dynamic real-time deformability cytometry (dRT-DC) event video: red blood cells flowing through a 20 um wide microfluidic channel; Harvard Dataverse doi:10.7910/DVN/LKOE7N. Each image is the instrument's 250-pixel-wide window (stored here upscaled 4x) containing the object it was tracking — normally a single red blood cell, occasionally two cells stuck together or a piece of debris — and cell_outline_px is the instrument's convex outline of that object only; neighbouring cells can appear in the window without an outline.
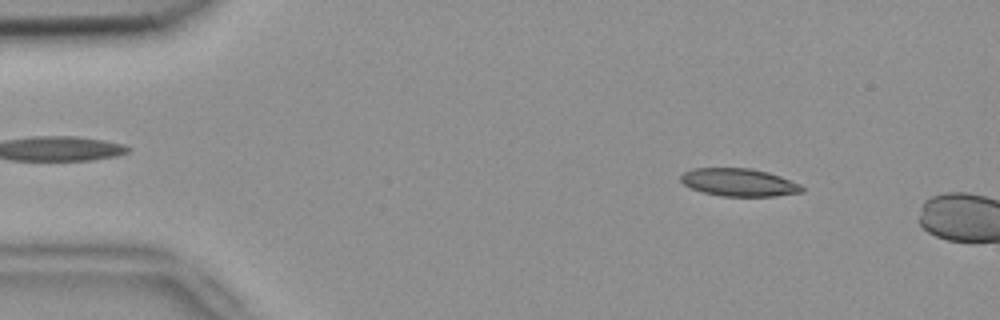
{"species": "common noctule bat (a hibernating species)", "species_latin": "Nyctalus noctula", "temperature_condition": "room temperature", "stored_images_in_passage": 48, "camera_frame_rate_fps": 3000, "um_per_image_px": 0.085, "animal": {"sex": "female", "body_mass_g": 18.4}, "frame": {"image": 1, "passage_image": 6, "time_ms": 1.667, "image_size_px": [1000, 320], "cell_outline_px": [[804, 192], [776, 196], [720, 196], [704, 192], [692, 188], [684, 184], [680, 180], [680, 176], [684, 172], [692, 168], [752, 168], [768, 172], [780, 176], [800, 184], [804, 188]], "centroid_in_image_um": [62.83, 15.5], "position_along_channel_um": 22.2, "area_um2": 19.65}}
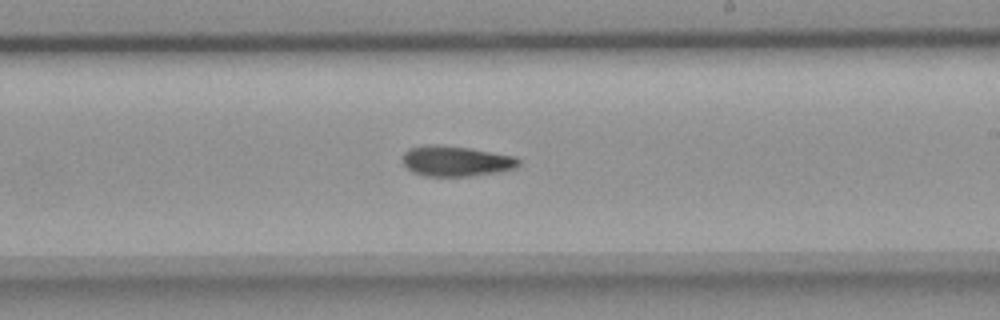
{"frame": {"image": 2, "passage_image": 30, "time_ms": 9.667, "image_size_px": [1000, 320], "cell_outline_px": [[520, 164], [516, 168], [468, 176], [424, 176], [412, 172], [404, 164], [404, 152], [408, 148], [424, 144], [436, 144], [472, 148], [516, 156], [520, 160]], "centroid_in_image_um": [38.75, 13.67], "position_along_channel_um": 250.3, "area_um2": 20.63}}
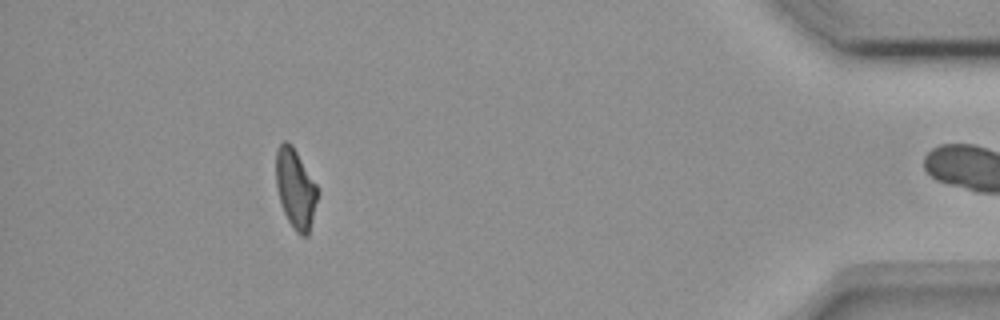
{"frame": {"image": 3, "passage_image": 47, "time_ms": 15.333, "image_size_px": [1000, 320], "cell_outline_px": [[320, 192], [308, 236], [300, 236], [296, 232], [288, 220], [284, 212], [280, 200], [276, 184], [276, 148], [284, 140], [288, 140], [292, 144], [316, 184]], "centroid_in_image_um": [25.13, 16.03], "position_along_channel_um": 410.1, "area_um2": 19.42}, "authors_computed_cell_mechanics": {"area_um2": 20.2878, "velocity_mm_per_s": 3.8224, "shape_relaxation_time_tau1_ms": null, "shape_relaxation_time_tau2_ms": 7.178, "deformation_change_tau1": null, "deformation_change_tau2": 0.1613}}